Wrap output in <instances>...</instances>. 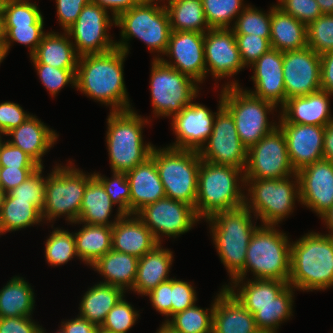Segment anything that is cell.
Instances as JSON below:
<instances>
[{"instance_id": "1", "label": "cell", "mask_w": 333, "mask_h": 333, "mask_svg": "<svg viewBox=\"0 0 333 333\" xmlns=\"http://www.w3.org/2000/svg\"><path fill=\"white\" fill-rule=\"evenodd\" d=\"M127 53L115 48L104 53L79 56L75 87L94 100L111 106V111L131 109L123 77Z\"/></svg>"}, {"instance_id": "2", "label": "cell", "mask_w": 333, "mask_h": 333, "mask_svg": "<svg viewBox=\"0 0 333 333\" xmlns=\"http://www.w3.org/2000/svg\"><path fill=\"white\" fill-rule=\"evenodd\" d=\"M289 285L303 291L333 286V237L311 232L291 243Z\"/></svg>"}, {"instance_id": "3", "label": "cell", "mask_w": 333, "mask_h": 333, "mask_svg": "<svg viewBox=\"0 0 333 333\" xmlns=\"http://www.w3.org/2000/svg\"><path fill=\"white\" fill-rule=\"evenodd\" d=\"M244 175L242 169L201 160L195 202L197 216L207 219L214 213L243 206L245 194L241 191L239 179L241 184H245Z\"/></svg>"}, {"instance_id": "4", "label": "cell", "mask_w": 333, "mask_h": 333, "mask_svg": "<svg viewBox=\"0 0 333 333\" xmlns=\"http://www.w3.org/2000/svg\"><path fill=\"white\" fill-rule=\"evenodd\" d=\"M252 212L245 206L214 213L206 219L210 222L213 242L233 280L243 269L246 251L254 231Z\"/></svg>"}, {"instance_id": "5", "label": "cell", "mask_w": 333, "mask_h": 333, "mask_svg": "<svg viewBox=\"0 0 333 333\" xmlns=\"http://www.w3.org/2000/svg\"><path fill=\"white\" fill-rule=\"evenodd\" d=\"M133 109L111 111L107 118V149L113 172L126 173L150 157L153 145L144 144L142 119Z\"/></svg>"}, {"instance_id": "6", "label": "cell", "mask_w": 333, "mask_h": 333, "mask_svg": "<svg viewBox=\"0 0 333 333\" xmlns=\"http://www.w3.org/2000/svg\"><path fill=\"white\" fill-rule=\"evenodd\" d=\"M289 242L286 234L276 230L275 226H258L247 247L244 269L234 279L243 280L251 270L255 279H274L288 283L291 256Z\"/></svg>"}, {"instance_id": "7", "label": "cell", "mask_w": 333, "mask_h": 333, "mask_svg": "<svg viewBox=\"0 0 333 333\" xmlns=\"http://www.w3.org/2000/svg\"><path fill=\"white\" fill-rule=\"evenodd\" d=\"M115 25L121 27L122 41L116 42V48L129 53L127 41L139 38L147 44L150 52L164 54L171 34L170 20L164 5L158 2L141 1L131 9L115 18Z\"/></svg>"}, {"instance_id": "8", "label": "cell", "mask_w": 333, "mask_h": 333, "mask_svg": "<svg viewBox=\"0 0 333 333\" xmlns=\"http://www.w3.org/2000/svg\"><path fill=\"white\" fill-rule=\"evenodd\" d=\"M154 159L166 197L195 208L201 158L198 151L153 147Z\"/></svg>"}, {"instance_id": "9", "label": "cell", "mask_w": 333, "mask_h": 333, "mask_svg": "<svg viewBox=\"0 0 333 333\" xmlns=\"http://www.w3.org/2000/svg\"><path fill=\"white\" fill-rule=\"evenodd\" d=\"M222 93L223 106L233 116L238 136L247 149L278 127L267 119L276 108L271 102L243 90L236 81L227 83Z\"/></svg>"}, {"instance_id": "10", "label": "cell", "mask_w": 333, "mask_h": 333, "mask_svg": "<svg viewBox=\"0 0 333 333\" xmlns=\"http://www.w3.org/2000/svg\"><path fill=\"white\" fill-rule=\"evenodd\" d=\"M293 177H295L296 181L289 180ZM293 177L283 179H245L243 186H250L248 187L247 195L250 197L247 198L245 196L244 205L255 213V217H260L259 219H261L263 225L276 226L293 211L295 200L297 198L300 199L297 173Z\"/></svg>"}, {"instance_id": "11", "label": "cell", "mask_w": 333, "mask_h": 333, "mask_svg": "<svg viewBox=\"0 0 333 333\" xmlns=\"http://www.w3.org/2000/svg\"><path fill=\"white\" fill-rule=\"evenodd\" d=\"M93 174L86 175L70 166H55L46 177L45 201L41 211L43 220L49 222L60 215L75 223L80 214L81 203L88 181ZM66 214V215H65Z\"/></svg>"}, {"instance_id": "12", "label": "cell", "mask_w": 333, "mask_h": 333, "mask_svg": "<svg viewBox=\"0 0 333 333\" xmlns=\"http://www.w3.org/2000/svg\"><path fill=\"white\" fill-rule=\"evenodd\" d=\"M197 83L160 59H153L150 90L155 117L179 114L196 98Z\"/></svg>"}, {"instance_id": "13", "label": "cell", "mask_w": 333, "mask_h": 333, "mask_svg": "<svg viewBox=\"0 0 333 333\" xmlns=\"http://www.w3.org/2000/svg\"><path fill=\"white\" fill-rule=\"evenodd\" d=\"M221 91L218 112L214 120L212 133L199 155L201 160L217 165H228L239 169L247 166L248 149L238 136L233 116L223 106Z\"/></svg>"}, {"instance_id": "14", "label": "cell", "mask_w": 333, "mask_h": 333, "mask_svg": "<svg viewBox=\"0 0 333 333\" xmlns=\"http://www.w3.org/2000/svg\"><path fill=\"white\" fill-rule=\"evenodd\" d=\"M245 179H283L296 174L287 150L286 138L279 127L247 151Z\"/></svg>"}, {"instance_id": "15", "label": "cell", "mask_w": 333, "mask_h": 333, "mask_svg": "<svg viewBox=\"0 0 333 333\" xmlns=\"http://www.w3.org/2000/svg\"><path fill=\"white\" fill-rule=\"evenodd\" d=\"M111 19V20H110ZM115 18H110L108 11L90 1L86 4L77 20L66 30L79 56L104 53L116 48V42L107 34Z\"/></svg>"}, {"instance_id": "16", "label": "cell", "mask_w": 333, "mask_h": 333, "mask_svg": "<svg viewBox=\"0 0 333 333\" xmlns=\"http://www.w3.org/2000/svg\"><path fill=\"white\" fill-rule=\"evenodd\" d=\"M136 215L149 228L158 243L161 235L180 236L188 232L199 221L195 208L181 201L168 197L145 205Z\"/></svg>"}, {"instance_id": "17", "label": "cell", "mask_w": 333, "mask_h": 333, "mask_svg": "<svg viewBox=\"0 0 333 333\" xmlns=\"http://www.w3.org/2000/svg\"><path fill=\"white\" fill-rule=\"evenodd\" d=\"M286 100L321 90V58L308 46L283 52Z\"/></svg>"}, {"instance_id": "18", "label": "cell", "mask_w": 333, "mask_h": 333, "mask_svg": "<svg viewBox=\"0 0 333 333\" xmlns=\"http://www.w3.org/2000/svg\"><path fill=\"white\" fill-rule=\"evenodd\" d=\"M204 37L205 34L199 32L171 31L164 54L174 59V63L160 57L154 59H160L164 64L201 83L206 78Z\"/></svg>"}, {"instance_id": "19", "label": "cell", "mask_w": 333, "mask_h": 333, "mask_svg": "<svg viewBox=\"0 0 333 333\" xmlns=\"http://www.w3.org/2000/svg\"><path fill=\"white\" fill-rule=\"evenodd\" d=\"M301 204L321 217L333 206V162L321 159L297 172Z\"/></svg>"}, {"instance_id": "20", "label": "cell", "mask_w": 333, "mask_h": 333, "mask_svg": "<svg viewBox=\"0 0 333 333\" xmlns=\"http://www.w3.org/2000/svg\"><path fill=\"white\" fill-rule=\"evenodd\" d=\"M204 54L206 74L210 71L217 79L233 76L245 68L231 28L207 31L204 37Z\"/></svg>"}, {"instance_id": "21", "label": "cell", "mask_w": 333, "mask_h": 333, "mask_svg": "<svg viewBox=\"0 0 333 333\" xmlns=\"http://www.w3.org/2000/svg\"><path fill=\"white\" fill-rule=\"evenodd\" d=\"M207 107L190 103L172 117V129L177 141L169 147L200 151L212 133L215 116Z\"/></svg>"}, {"instance_id": "22", "label": "cell", "mask_w": 333, "mask_h": 333, "mask_svg": "<svg viewBox=\"0 0 333 333\" xmlns=\"http://www.w3.org/2000/svg\"><path fill=\"white\" fill-rule=\"evenodd\" d=\"M283 132L290 163L297 173L302 168L323 159L325 126L279 123Z\"/></svg>"}, {"instance_id": "23", "label": "cell", "mask_w": 333, "mask_h": 333, "mask_svg": "<svg viewBox=\"0 0 333 333\" xmlns=\"http://www.w3.org/2000/svg\"><path fill=\"white\" fill-rule=\"evenodd\" d=\"M254 67L255 91H249L256 97L271 102L276 107L279 103L283 106L286 102L284 77H283V52L271 48L256 60Z\"/></svg>"}, {"instance_id": "24", "label": "cell", "mask_w": 333, "mask_h": 333, "mask_svg": "<svg viewBox=\"0 0 333 333\" xmlns=\"http://www.w3.org/2000/svg\"><path fill=\"white\" fill-rule=\"evenodd\" d=\"M329 94L320 90L306 96L286 100L282 108L280 123L326 126L333 121L330 112Z\"/></svg>"}, {"instance_id": "25", "label": "cell", "mask_w": 333, "mask_h": 333, "mask_svg": "<svg viewBox=\"0 0 333 333\" xmlns=\"http://www.w3.org/2000/svg\"><path fill=\"white\" fill-rule=\"evenodd\" d=\"M125 174L130 185L129 214H136L145 205L166 197L151 156Z\"/></svg>"}, {"instance_id": "26", "label": "cell", "mask_w": 333, "mask_h": 333, "mask_svg": "<svg viewBox=\"0 0 333 333\" xmlns=\"http://www.w3.org/2000/svg\"><path fill=\"white\" fill-rule=\"evenodd\" d=\"M158 244L136 214H124L112 226V249L115 251L140 258Z\"/></svg>"}, {"instance_id": "27", "label": "cell", "mask_w": 333, "mask_h": 333, "mask_svg": "<svg viewBox=\"0 0 333 333\" xmlns=\"http://www.w3.org/2000/svg\"><path fill=\"white\" fill-rule=\"evenodd\" d=\"M214 300L212 333H256L254 315L224 287Z\"/></svg>"}, {"instance_id": "28", "label": "cell", "mask_w": 333, "mask_h": 333, "mask_svg": "<svg viewBox=\"0 0 333 333\" xmlns=\"http://www.w3.org/2000/svg\"><path fill=\"white\" fill-rule=\"evenodd\" d=\"M7 135L13 136L12 140H8L9 143L23 150L40 167H43L42 157L58 139L55 131L49 129L33 115Z\"/></svg>"}, {"instance_id": "29", "label": "cell", "mask_w": 333, "mask_h": 333, "mask_svg": "<svg viewBox=\"0 0 333 333\" xmlns=\"http://www.w3.org/2000/svg\"><path fill=\"white\" fill-rule=\"evenodd\" d=\"M173 255L169 249L161 248V243L139 258L137 274L132 291L146 295L160 283L170 280L169 271Z\"/></svg>"}, {"instance_id": "30", "label": "cell", "mask_w": 333, "mask_h": 333, "mask_svg": "<svg viewBox=\"0 0 333 333\" xmlns=\"http://www.w3.org/2000/svg\"><path fill=\"white\" fill-rule=\"evenodd\" d=\"M270 43L280 52L307 47V26L276 5L271 7Z\"/></svg>"}, {"instance_id": "31", "label": "cell", "mask_w": 333, "mask_h": 333, "mask_svg": "<svg viewBox=\"0 0 333 333\" xmlns=\"http://www.w3.org/2000/svg\"><path fill=\"white\" fill-rule=\"evenodd\" d=\"M64 31L63 35L47 32L36 51L30 56L33 64H47L60 69H77L79 55L73 42Z\"/></svg>"}, {"instance_id": "32", "label": "cell", "mask_w": 333, "mask_h": 333, "mask_svg": "<svg viewBox=\"0 0 333 333\" xmlns=\"http://www.w3.org/2000/svg\"><path fill=\"white\" fill-rule=\"evenodd\" d=\"M138 261L139 258L134 255L111 249L97 260L92 268L106 279L101 283L119 287L124 291L129 288L132 290L136 279Z\"/></svg>"}, {"instance_id": "33", "label": "cell", "mask_w": 333, "mask_h": 333, "mask_svg": "<svg viewBox=\"0 0 333 333\" xmlns=\"http://www.w3.org/2000/svg\"><path fill=\"white\" fill-rule=\"evenodd\" d=\"M114 203L106 193L101 182L93 176L86 186L81 203L80 214L76 223L91 225L113 226L124 214L118 212L115 220L110 222Z\"/></svg>"}, {"instance_id": "34", "label": "cell", "mask_w": 333, "mask_h": 333, "mask_svg": "<svg viewBox=\"0 0 333 333\" xmlns=\"http://www.w3.org/2000/svg\"><path fill=\"white\" fill-rule=\"evenodd\" d=\"M123 289L109 284L99 283L89 288L80 303V315L99 328L109 311L124 296Z\"/></svg>"}, {"instance_id": "35", "label": "cell", "mask_w": 333, "mask_h": 333, "mask_svg": "<svg viewBox=\"0 0 333 333\" xmlns=\"http://www.w3.org/2000/svg\"><path fill=\"white\" fill-rule=\"evenodd\" d=\"M84 224L74 233L77 257L92 266L112 249V226Z\"/></svg>"}, {"instance_id": "36", "label": "cell", "mask_w": 333, "mask_h": 333, "mask_svg": "<svg viewBox=\"0 0 333 333\" xmlns=\"http://www.w3.org/2000/svg\"><path fill=\"white\" fill-rule=\"evenodd\" d=\"M293 288V286L288 285L270 304L242 306L254 315L259 330L277 333L279 324L293 315Z\"/></svg>"}, {"instance_id": "37", "label": "cell", "mask_w": 333, "mask_h": 333, "mask_svg": "<svg viewBox=\"0 0 333 333\" xmlns=\"http://www.w3.org/2000/svg\"><path fill=\"white\" fill-rule=\"evenodd\" d=\"M34 292L21 277H13L0 290V318L31 317L34 309Z\"/></svg>"}, {"instance_id": "38", "label": "cell", "mask_w": 333, "mask_h": 333, "mask_svg": "<svg viewBox=\"0 0 333 333\" xmlns=\"http://www.w3.org/2000/svg\"><path fill=\"white\" fill-rule=\"evenodd\" d=\"M242 279H233V286H224L241 305H267L272 303L289 283L274 279H255L246 281L243 285ZM242 283V286H238ZM239 287L237 292L234 291ZM235 289V290H234ZM240 290V291H239Z\"/></svg>"}, {"instance_id": "39", "label": "cell", "mask_w": 333, "mask_h": 333, "mask_svg": "<svg viewBox=\"0 0 333 333\" xmlns=\"http://www.w3.org/2000/svg\"><path fill=\"white\" fill-rule=\"evenodd\" d=\"M164 4L171 31H193L206 33L210 30L206 22L202 0H168Z\"/></svg>"}, {"instance_id": "40", "label": "cell", "mask_w": 333, "mask_h": 333, "mask_svg": "<svg viewBox=\"0 0 333 333\" xmlns=\"http://www.w3.org/2000/svg\"><path fill=\"white\" fill-rule=\"evenodd\" d=\"M43 220L41 211L31 201L17 200L6 194L0 212V228L2 233L24 229Z\"/></svg>"}, {"instance_id": "41", "label": "cell", "mask_w": 333, "mask_h": 333, "mask_svg": "<svg viewBox=\"0 0 333 333\" xmlns=\"http://www.w3.org/2000/svg\"><path fill=\"white\" fill-rule=\"evenodd\" d=\"M213 309H202L195 304L182 312L172 316L171 320L167 319V324L177 333H212L213 332ZM210 310V313H208Z\"/></svg>"}, {"instance_id": "42", "label": "cell", "mask_w": 333, "mask_h": 333, "mask_svg": "<svg viewBox=\"0 0 333 333\" xmlns=\"http://www.w3.org/2000/svg\"><path fill=\"white\" fill-rule=\"evenodd\" d=\"M242 4L243 0H202L205 19L210 29L230 28L232 19L237 18L245 8Z\"/></svg>"}, {"instance_id": "43", "label": "cell", "mask_w": 333, "mask_h": 333, "mask_svg": "<svg viewBox=\"0 0 333 333\" xmlns=\"http://www.w3.org/2000/svg\"><path fill=\"white\" fill-rule=\"evenodd\" d=\"M77 256L75 237L62 229H54L45 243V257L50 265L58 266L65 264Z\"/></svg>"}, {"instance_id": "44", "label": "cell", "mask_w": 333, "mask_h": 333, "mask_svg": "<svg viewBox=\"0 0 333 333\" xmlns=\"http://www.w3.org/2000/svg\"><path fill=\"white\" fill-rule=\"evenodd\" d=\"M233 25L231 29L234 34H254L270 39L271 8L267 14L247 5L237 16Z\"/></svg>"}, {"instance_id": "45", "label": "cell", "mask_w": 333, "mask_h": 333, "mask_svg": "<svg viewBox=\"0 0 333 333\" xmlns=\"http://www.w3.org/2000/svg\"><path fill=\"white\" fill-rule=\"evenodd\" d=\"M2 18L4 26L44 25L37 5L28 0H8Z\"/></svg>"}, {"instance_id": "46", "label": "cell", "mask_w": 333, "mask_h": 333, "mask_svg": "<svg viewBox=\"0 0 333 333\" xmlns=\"http://www.w3.org/2000/svg\"><path fill=\"white\" fill-rule=\"evenodd\" d=\"M307 46L318 55L333 51V14H322L307 26Z\"/></svg>"}, {"instance_id": "47", "label": "cell", "mask_w": 333, "mask_h": 333, "mask_svg": "<svg viewBox=\"0 0 333 333\" xmlns=\"http://www.w3.org/2000/svg\"><path fill=\"white\" fill-rule=\"evenodd\" d=\"M138 316V311L136 312L123 296L109 311L100 328L109 333H127L136 323Z\"/></svg>"}, {"instance_id": "48", "label": "cell", "mask_w": 333, "mask_h": 333, "mask_svg": "<svg viewBox=\"0 0 333 333\" xmlns=\"http://www.w3.org/2000/svg\"><path fill=\"white\" fill-rule=\"evenodd\" d=\"M43 168L39 167L23 183L9 192L17 200L31 201L40 211L45 201L46 178L42 176Z\"/></svg>"}, {"instance_id": "49", "label": "cell", "mask_w": 333, "mask_h": 333, "mask_svg": "<svg viewBox=\"0 0 333 333\" xmlns=\"http://www.w3.org/2000/svg\"><path fill=\"white\" fill-rule=\"evenodd\" d=\"M103 185L106 193L114 204H118V211L129 214L130 185L125 173L113 172V179L105 178L99 173L93 174Z\"/></svg>"}, {"instance_id": "50", "label": "cell", "mask_w": 333, "mask_h": 333, "mask_svg": "<svg viewBox=\"0 0 333 333\" xmlns=\"http://www.w3.org/2000/svg\"><path fill=\"white\" fill-rule=\"evenodd\" d=\"M44 25L4 26L5 48L10 49L11 41L30 47V56L36 51L44 35Z\"/></svg>"}, {"instance_id": "51", "label": "cell", "mask_w": 333, "mask_h": 333, "mask_svg": "<svg viewBox=\"0 0 333 333\" xmlns=\"http://www.w3.org/2000/svg\"><path fill=\"white\" fill-rule=\"evenodd\" d=\"M41 82L52 96L67 84L75 87L77 69H60L47 64H34Z\"/></svg>"}, {"instance_id": "52", "label": "cell", "mask_w": 333, "mask_h": 333, "mask_svg": "<svg viewBox=\"0 0 333 333\" xmlns=\"http://www.w3.org/2000/svg\"><path fill=\"white\" fill-rule=\"evenodd\" d=\"M238 50L244 66H251L272 47L270 39L254 34H235Z\"/></svg>"}, {"instance_id": "53", "label": "cell", "mask_w": 333, "mask_h": 333, "mask_svg": "<svg viewBox=\"0 0 333 333\" xmlns=\"http://www.w3.org/2000/svg\"><path fill=\"white\" fill-rule=\"evenodd\" d=\"M276 5L282 11L290 14L298 21L308 26L322 15V11L316 0H278Z\"/></svg>"}, {"instance_id": "54", "label": "cell", "mask_w": 333, "mask_h": 333, "mask_svg": "<svg viewBox=\"0 0 333 333\" xmlns=\"http://www.w3.org/2000/svg\"><path fill=\"white\" fill-rule=\"evenodd\" d=\"M197 301L196 291L188 282L172 278L171 316L193 306Z\"/></svg>"}, {"instance_id": "55", "label": "cell", "mask_w": 333, "mask_h": 333, "mask_svg": "<svg viewBox=\"0 0 333 333\" xmlns=\"http://www.w3.org/2000/svg\"><path fill=\"white\" fill-rule=\"evenodd\" d=\"M0 165L10 168H39L40 166L23 150L8 141L0 142Z\"/></svg>"}, {"instance_id": "56", "label": "cell", "mask_w": 333, "mask_h": 333, "mask_svg": "<svg viewBox=\"0 0 333 333\" xmlns=\"http://www.w3.org/2000/svg\"><path fill=\"white\" fill-rule=\"evenodd\" d=\"M30 114L24 112L19 104L13 102H4L0 104V131L7 134L12 129L22 124Z\"/></svg>"}, {"instance_id": "57", "label": "cell", "mask_w": 333, "mask_h": 333, "mask_svg": "<svg viewBox=\"0 0 333 333\" xmlns=\"http://www.w3.org/2000/svg\"><path fill=\"white\" fill-rule=\"evenodd\" d=\"M91 0H56L57 17L66 31L78 18L83 7Z\"/></svg>"}, {"instance_id": "58", "label": "cell", "mask_w": 333, "mask_h": 333, "mask_svg": "<svg viewBox=\"0 0 333 333\" xmlns=\"http://www.w3.org/2000/svg\"><path fill=\"white\" fill-rule=\"evenodd\" d=\"M171 291L172 278L160 283L156 288L146 294V296H149L152 306L158 312L168 317L171 316Z\"/></svg>"}, {"instance_id": "59", "label": "cell", "mask_w": 333, "mask_h": 333, "mask_svg": "<svg viewBox=\"0 0 333 333\" xmlns=\"http://www.w3.org/2000/svg\"><path fill=\"white\" fill-rule=\"evenodd\" d=\"M38 168L2 167L0 171V188L7 194L23 183Z\"/></svg>"}, {"instance_id": "60", "label": "cell", "mask_w": 333, "mask_h": 333, "mask_svg": "<svg viewBox=\"0 0 333 333\" xmlns=\"http://www.w3.org/2000/svg\"><path fill=\"white\" fill-rule=\"evenodd\" d=\"M41 328L31 317L0 318V333H41Z\"/></svg>"}, {"instance_id": "61", "label": "cell", "mask_w": 333, "mask_h": 333, "mask_svg": "<svg viewBox=\"0 0 333 333\" xmlns=\"http://www.w3.org/2000/svg\"><path fill=\"white\" fill-rule=\"evenodd\" d=\"M321 90L333 95V51L320 55Z\"/></svg>"}, {"instance_id": "62", "label": "cell", "mask_w": 333, "mask_h": 333, "mask_svg": "<svg viewBox=\"0 0 333 333\" xmlns=\"http://www.w3.org/2000/svg\"><path fill=\"white\" fill-rule=\"evenodd\" d=\"M61 328L65 333H97L99 329L98 326L79 315L75 319L62 322Z\"/></svg>"}, {"instance_id": "63", "label": "cell", "mask_w": 333, "mask_h": 333, "mask_svg": "<svg viewBox=\"0 0 333 333\" xmlns=\"http://www.w3.org/2000/svg\"><path fill=\"white\" fill-rule=\"evenodd\" d=\"M101 7L112 11V18H116L120 13L138 5L142 0H91Z\"/></svg>"}, {"instance_id": "64", "label": "cell", "mask_w": 333, "mask_h": 333, "mask_svg": "<svg viewBox=\"0 0 333 333\" xmlns=\"http://www.w3.org/2000/svg\"><path fill=\"white\" fill-rule=\"evenodd\" d=\"M323 159L333 162V121L325 126Z\"/></svg>"}, {"instance_id": "65", "label": "cell", "mask_w": 333, "mask_h": 333, "mask_svg": "<svg viewBox=\"0 0 333 333\" xmlns=\"http://www.w3.org/2000/svg\"><path fill=\"white\" fill-rule=\"evenodd\" d=\"M321 218L325 221V225L330 230L329 236L333 237V206L324 214L321 216Z\"/></svg>"}, {"instance_id": "66", "label": "cell", "mask_w": 333, "mask_h": 333, "mask_svg": "<svg viewBox=\"0 0 333 333\" xmlns=\"http://www.w3.org/2000/svg\"><path fill=\"white\" fill-rule=\"evenodd\" d=\"M322 14H333V0H316Z\"/></svg>"}, {"instance_id": "67", "label": "cell", "mask_w": 333, "mask_h": 333, "mask_svg": "<svg viewBox=\"0 0 333 333\" xmlns=\"http://www.w3.org/2000/svg\"><path fill=\"white\" fill-rule=\"evenodd\" d=\"M0 46H5V29L2 17H0Z\"/></svg>"}, {"instance_id": "68", "label": "cell", "mask_w": 333, "mask_h": 333, "mask_svg": "<svg viewBox=\"0 0 333 333\" xmlns=\"http://www.w3.org/2000/svg\"><path fill=\"white\" fill-rule=\"evenodd\" d=\"M156 333H177L173 331L167 324L163 323V325L157 330Z\"/></svg>"}, {"instance_id": "69", "label": "cell", "mask_w": 333, "mask_h": 333, "mask_svg": "<svg viewBox=\"0 0 333 333\" xmlns=\"http://www.w3.org/2000/svg\"><path fill=\"white\" fill-rule=\"evenodd\" d=\"M5 197H6V193L0 188V212L2 210V206L4 204Z\"/></svg>"}, {"instance_id": "70", "label": "cell", "mask_w": 333, "mask_h": 333, "mask_svg": "<svg viewBox=\"0 0 333 333\" xmlns=\"http://www.w3.org/2000/svg\"><path fill=\"white\" fill-rule=\"evenodd\" d=\"M6 54H7V50H6L5 46H0V63L5 58Z\"/></svg>"}, {"instance_id": "71", "label": "cell", "mask_w": 333, "mask_h": 333, "mask_svg": "<svg viewBox=\"0 0 333 333\" xmlns=\"http://www.w3.org/2000/svg\"><path fill=\"white\" fill-rule=\"evenodd\" d=\"M8 0H0V17H3L5 6Z\"/></svg>"}, {"instance_id": "72", "label": "cell", "mask_w": 333, "mask_h": 333, "mask_svg": "<svg viewBox=\"0 0 333 333\" xmlns=\"http://www.w3.org/2000/svg\"><path fill=\"white\" fill-rule=\"evenodd\" d=\"M41 333H45V330H43V328H41ZM56 333H65L64 330L61 328L59 330V332H56Z\"/></svg>"}, {"instance_id": "73", "label": "cell", "mask_w": 333, "mask_h": 333, "mask_svg": "<svg viewBox=\"0 0 333 333\" xmlns=\"http://www.w3.org/2000/svg\"><path fill=\"white\" fill-rule=\"evenodd\" d=\"M97 333H109V332H106V331L102 330L101 328H99Z\"/></svg>"}, {"instance_id": "74", "label": "cell", "mask_w": 333, "mask_h": 333, "mask_svg": "<svg viewBox=\"0 0 333 333\" xmlns=\"http://www.w3.org/2000/svg\"><path fill=\"white\" fill-rule=\"evenodd\" d=\"M142 1H150V2L158 1V2H159V0H142ZM160 1H162V0H160ZM163 1H164V0H163Z\"/></svg>"}, {"instance_id": "75", "label": "cell", "mask_w": 333, "mask_h": 333, "mask_svg": "<svg viewBox=\"0 0 333 333\" xmlns=\"http://www.w3.org/2000/svg\"><path fill=\"white\" fill-rule=\"evenodd\" d=\"M256 333H267V332L259 330V331L256 332Z\"/></svg>"}]
</instances>
